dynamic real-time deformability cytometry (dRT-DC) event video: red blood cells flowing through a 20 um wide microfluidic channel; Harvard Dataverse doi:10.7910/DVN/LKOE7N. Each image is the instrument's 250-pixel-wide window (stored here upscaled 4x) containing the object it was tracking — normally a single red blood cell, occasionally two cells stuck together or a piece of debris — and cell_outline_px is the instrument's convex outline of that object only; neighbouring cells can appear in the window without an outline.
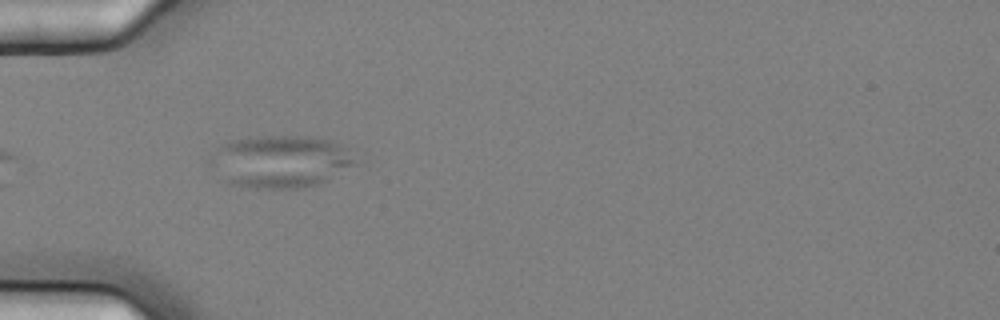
{"species": "common noctule bat (a hibernating species)", "species_latin": "Nyctalus noctula", "temperature_condition": "cold", "stored_images_in_passage": 6, "camera_frame_rate_fps": 3000, "um_per_image_px": 0.085, "animal": {"sex": "female", "body_mass_g": 25.1}, "frame": {"image": 1, "passage_image": 5, "time_ms": 1.333, "image_size_px": [1000, 320], "cell_outline_px": [[360, 164], [320, 184], [304, 188], [240, 188], [232, 184], [208, 164], [208, 160], [216, 148], [220, 144], [232, 140], [248, 136], [316, 136], [332, 140], [348, 148]], "centroid_in_image_um": [23.89, 13.71], "position_along_channel_um": 61.1, "area_um2": 45.32}}